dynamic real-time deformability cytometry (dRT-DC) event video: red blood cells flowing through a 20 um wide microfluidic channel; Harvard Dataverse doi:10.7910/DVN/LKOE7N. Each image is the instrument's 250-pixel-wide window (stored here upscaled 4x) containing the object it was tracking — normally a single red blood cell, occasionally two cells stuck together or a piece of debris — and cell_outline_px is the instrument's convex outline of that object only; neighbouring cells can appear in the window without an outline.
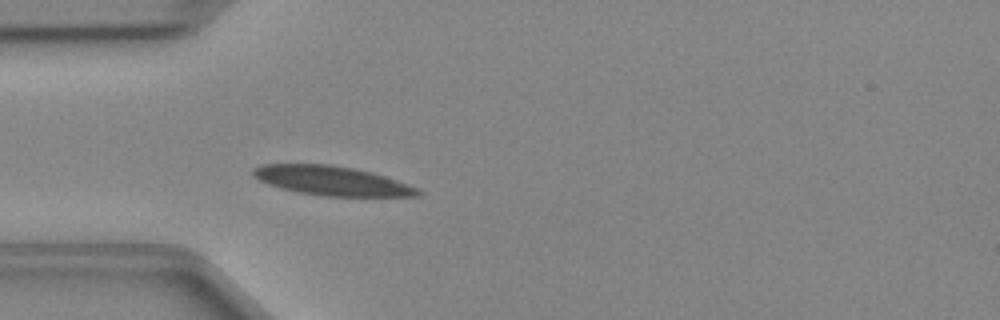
{"species": "Egyptian fruit bat (a non-hibernating species)", "species_latin": "Rousettus aegyptiacus", "temperature_condition": "cold", "stored_images_in_passage": 36, "camera_frame_rate_fps": 3000, "um_per_image_px": 0.085, "animal": {"sex": "female"}, "frame": {"image": 1, "passage_image": 2, "time_ms": 0.333, "image_size_px": [1000, 320], "cell_outline_px": [[424, 192], [420, 196], [324, 196], [296, 192], [280, 188], [268, 184], [252, 176], [252, 168], [260, 164], [328, 164], [352, 168], [372, 172], [396, 180], [416, 188]], "centroid_in_image_um": [28.16, 15.36], "position_along_channel_um": 56.8, "area_um2": 28.09}}
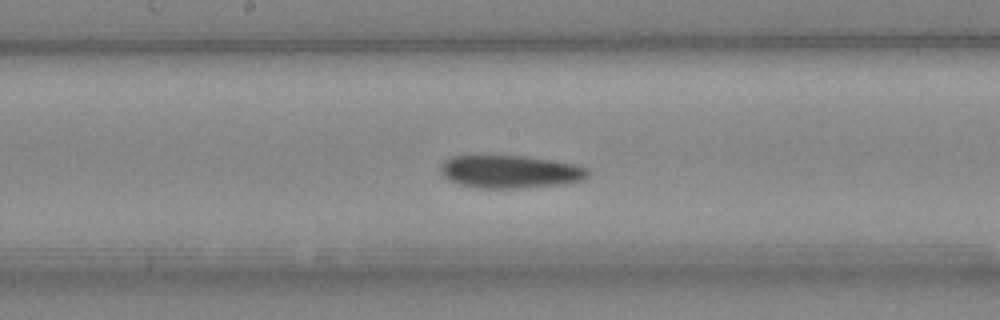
{"frame": {"image": 2, "passage_image": 13, "time_ms": 4.0, "image_size_px": [1000, 320], "cell_outline_px": [[588, 176], [584, 180], [564, 184], [520, 188], [480, 188], [460, 184], [444, 176], [440, 172], [440, 164], [444, 160], [452, 156], [520, 156], [548, 160], [572, 164], [588, 168]], "centroid_in_image_um": [43.35, 14.6], "position_along_channel_um": 204.8, "area_um2": 27.92}}
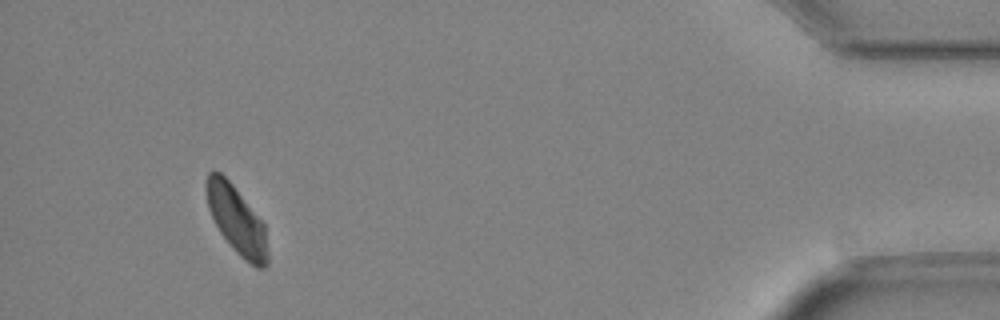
{"frame": {"image": 3, "passage_image": 33, "time_ms": 10.667, "image_size_px": [1000, 320], "cell_outline_px": [[268, 264], [264, 268], [256, 268], [244, 260], [232, 248], [220, 232], [208, 208], [204, 188], [204, 180], [208, 172], [220, 172], [232, 184], [264, 224], [268, 252]], "centroid_in_image_um": [20.09, 18.71], "position_along_channel_um": 415.1, "area_um2": 24.22}}